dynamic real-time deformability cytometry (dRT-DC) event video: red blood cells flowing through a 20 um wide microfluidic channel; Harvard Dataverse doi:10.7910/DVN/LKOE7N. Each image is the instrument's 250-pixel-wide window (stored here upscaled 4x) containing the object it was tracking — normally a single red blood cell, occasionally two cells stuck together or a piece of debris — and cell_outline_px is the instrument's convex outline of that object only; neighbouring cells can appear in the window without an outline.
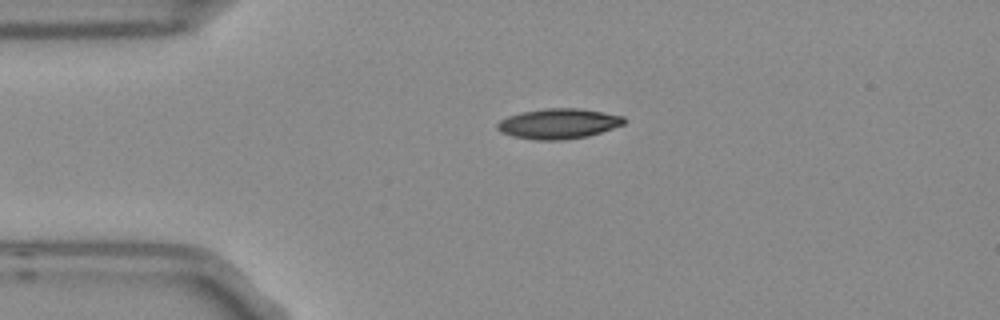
{"species": "Egyptian fruit bat (a non-hibernating species)", "species_latin": "Rousettus aegyptiacus", "temperature_condition": "room temperature", "stored_images_in_passage": 3, "camera_frame_rate_fps": 3000, "um_per_image_px": 0.085, "frame": {"image": 1, "passage_image": 1, "time_ms": 0.0, "image_size_px": [1000, 320], "cell_outline_px": [[624, 124], [588, 136], [560, 140], [536, 140], [512, 136], [496, 128], [496, 124], [500, 120], [508, 116], [524, 112], [548, 108], [580, 108], [624, 116]], "centroid_in_image_um": [47.47, 10.51], "position_along_channel_um": 37.5, "area_um2": 22.02}}
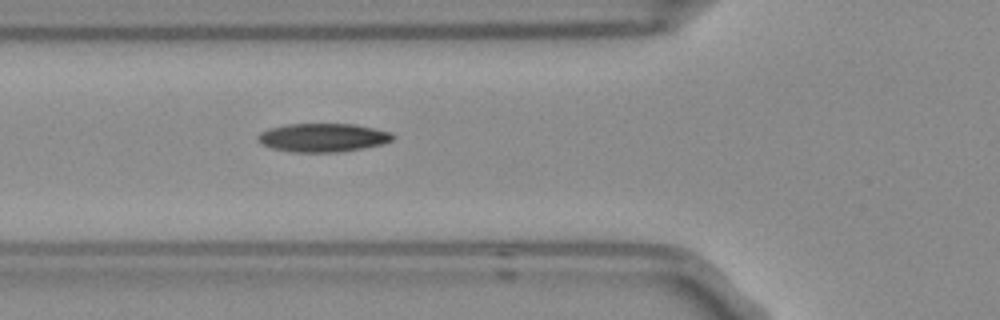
{"frame": {"image": 2, "passage_image": 3, "time_ms": 0.667, "image_size_px": [1000, 320], "cell_outline_px": [[396, 136], [392, 140], [380, 144], [360, 148], [336, 152], [288, 152], [272, 148], [260, 144], [256, 140], [256, 136], [260, 132], [268, 128], [288, 124], [356, 124], [388, 132]], "centroid_in_image_um": [27.35, 11.69], "position_along_channel_um": 98.5, "area_um2": 22.37}}